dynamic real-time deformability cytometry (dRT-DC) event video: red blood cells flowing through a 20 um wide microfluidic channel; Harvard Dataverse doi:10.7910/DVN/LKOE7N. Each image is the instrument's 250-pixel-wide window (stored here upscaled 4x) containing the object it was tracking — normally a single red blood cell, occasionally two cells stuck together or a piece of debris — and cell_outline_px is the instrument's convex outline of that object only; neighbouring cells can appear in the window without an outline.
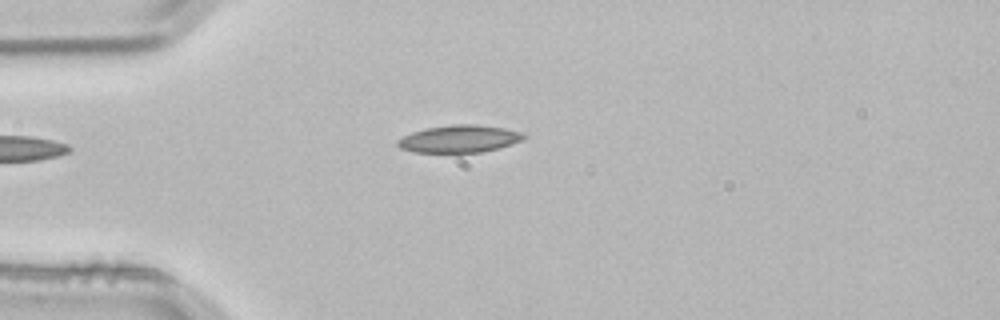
{"species": "common noctule bat (a hibernating species)", "species_latin": "Nyctalus noctula", "temperature_condition": "room temperature", "stored_images_in_passage": 3, "camera_frame_rate_fps": 3000, "um_per_image_px": 0.085, "animal": {"sex": "male", "body_mass_g": 21.5, "forearm_length_mm": 52.0}, "frame": {"image": 1, "passage_image": 3, "time_ms": 0.667, "image_size_px": [1000, 320], "cell_outline_px": [[528, 136], [524, 140], [500, 148], [480, 152], [412, 152], [400, 148], [396, 144], [396, 140], [412, 132], [428, 128], [452, 124], [476, 124], [504, 128], [524, 132]], "centroid_in_image_um": [39.09, 11.8], "position_along_channel_um": 45.9, "area_um2": 20.29}}